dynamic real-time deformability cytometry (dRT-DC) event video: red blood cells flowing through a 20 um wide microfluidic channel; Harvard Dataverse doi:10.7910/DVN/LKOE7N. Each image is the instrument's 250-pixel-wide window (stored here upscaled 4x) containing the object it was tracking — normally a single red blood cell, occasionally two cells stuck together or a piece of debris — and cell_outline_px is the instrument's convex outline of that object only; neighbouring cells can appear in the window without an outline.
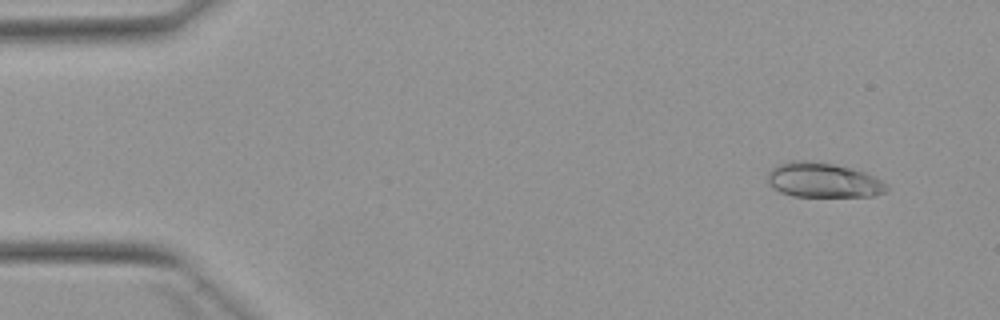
{"species": "Egyptian fruit bat (a non-hibernating species)", "species_latin": "Rousettus aegyptiacus", "temperature_condition": "warm", "stored_images_in_passage": 5, "camera_frame_rate_fps": 3000, "um_per_image_px": 0.085, "animal": {"sex": "female"}, "frame": {"image": 1, "passage_image": 1, "time_ms": 0.0, "image_size_px": [1000, 320], "cell_outline_px": [[892, 188], [884, 192], [872, 196], [792, 196], [780, 192], [768, 184], [768, 172], [772, 168], [788, 160], [808, 160], [832, 164], [852, 168], [864, 172], [888, 184]], "centroid_in_image_um": [69.96, 15.31], "position_along_channel_um": 15.0, "area_um2": 24.16}}
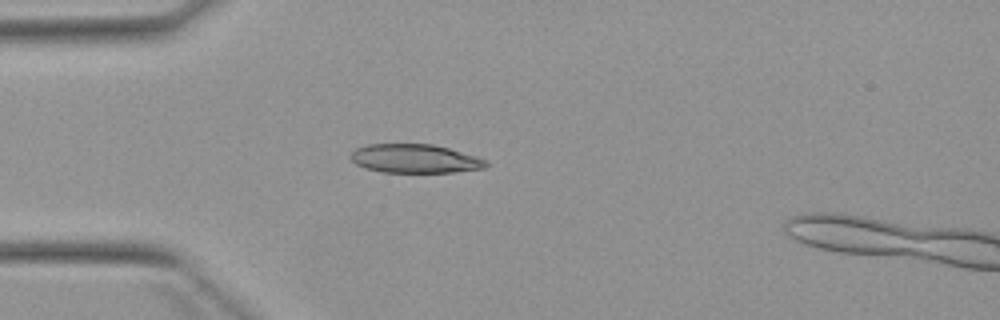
{"frame": {"image": 2, "passage_image": 4, "time_ms": 3.333, "image_size_px": [1000, 320], "cell_outline_px": [[488, 164], [484, 168], [452, 172], [384, 172], [364, 168], [356, 164], [348, 156], [356, 148], [368, 144], [432, 144], [448, 148], [476, 156], [488, 160]], "centroid_in_image_um": [35.25, 13.48], "position_along_channel_um": 49.8, "area_um2": 22.66}}